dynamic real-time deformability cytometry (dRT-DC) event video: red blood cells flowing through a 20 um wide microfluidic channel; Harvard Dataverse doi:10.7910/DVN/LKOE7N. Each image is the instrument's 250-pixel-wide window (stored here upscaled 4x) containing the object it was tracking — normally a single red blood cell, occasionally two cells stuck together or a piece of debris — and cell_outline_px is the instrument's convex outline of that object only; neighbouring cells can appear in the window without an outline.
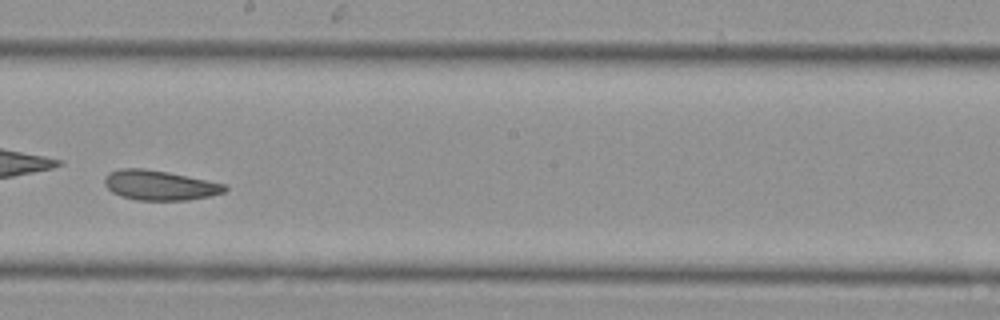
{"species": "Egyptian fruit bat (a non-hibernating species)", "species_latin": "Rousettus aegyptiacus", "temperature_condition": "cold", "stored_images_in_passage": 43, "camera_frame_rate_fps": 3000, "um_per_image_px": 0.085, "animal": {"sex": "female"}, "frame": {"image": 1, "passage_image": 25, "time_ms": 8.0, "image_size_px": [1000, 320], "cell_outline_px": [[228, 188], [224, 192], [208, 196], [188, 200], [136, 200], [120, 196], [112, 192], [104, 184], [104, 176], [108, 172], [120, 168], [144, 168], [168, 172], [208, 180], [224, 184]], "centroid_in_image_um": [13.52, 15.74], "position_along_channel_um": 234.7, "area_um2": 20.98}}